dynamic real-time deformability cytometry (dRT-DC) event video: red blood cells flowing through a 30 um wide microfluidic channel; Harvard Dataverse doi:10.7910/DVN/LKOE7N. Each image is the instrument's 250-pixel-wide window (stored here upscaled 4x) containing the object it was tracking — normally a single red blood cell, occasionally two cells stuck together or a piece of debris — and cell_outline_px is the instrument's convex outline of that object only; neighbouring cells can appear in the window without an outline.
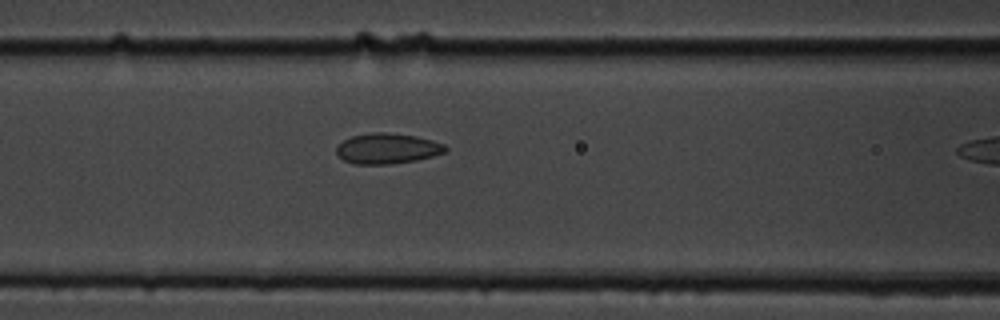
{"species": "common noctule bat (a hibernating species)", "species_latin": "Nyctalus noctula", "temperature_condition": "cold", "stored_images_in_passage": 10, "camera_frame_rate_fps": 3000, "um_per_image_px": 0.085, "animal": {"sex": "male", "body_mass_g": 19.5, "forearm_length_mm": 54.6}, "frame": {"image": 1, "passage_image": 9, "time_ms": 2.667, "image_size_px": [1000, 320], "cell_outline_px": [[448, 148], [444, 152], [432, 156], [416, 160], [388, 164], [356, 164], [344, 160], [336, 152], [336, 144], [352, 136], [372, 132], [388, 132], [416, 136], [444, 144]], "centroid_in_image_um": [32.89, 12.61], "position_along_channel_um": 133.7, "area_um2": 19.25}}